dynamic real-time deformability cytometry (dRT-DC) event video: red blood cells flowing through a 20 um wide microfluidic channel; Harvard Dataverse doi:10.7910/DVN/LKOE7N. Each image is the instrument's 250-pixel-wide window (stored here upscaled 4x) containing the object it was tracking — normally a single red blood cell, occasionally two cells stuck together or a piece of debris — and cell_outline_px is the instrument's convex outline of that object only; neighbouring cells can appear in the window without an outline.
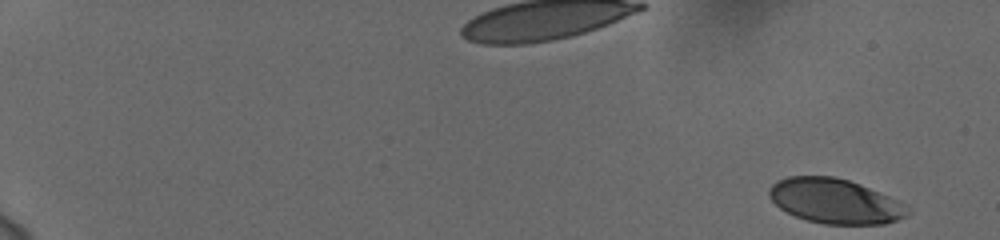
{"species": "human", "species_latin": "Homo sapiens", "temperature_condition": "cold", "stored_images_in_passage": 56, "camera_frame_rate_fps": 3000, "um_per_image_px": 0.085, "donor": {"sex": "female"}, "frame": {"image": 1, "passage_image": 1, "time_ms": 0.0, "image_size_px": [1000, 240], "cell_outline_px": [[912, 208], [908, 216], [884, 224], [824, 224], [808, 220], [796, 216], [780, 208], [768, 196], [768, 188], [776, 180], [788, 176], [836, 176], [860, 184], [900, 200]], "centroid_in_image_um": [71.01, 17.09], "position_along_channel_um": 14.0, "area_um2": 36.47}}
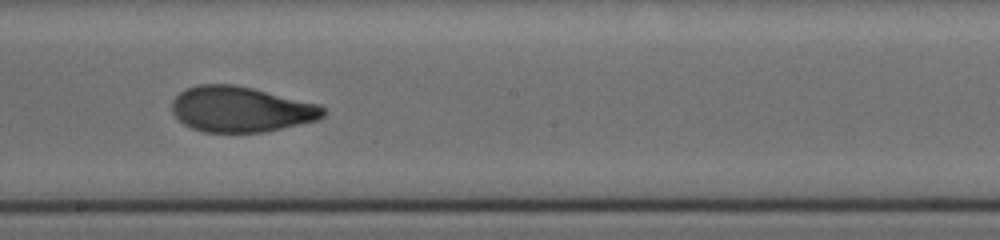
{"frame": {"image": 2, "passage_image": 34, "time_ms": 11.0, "image_size_px": [1000, 240], "cell_outline_px": [[324, 116], [320, 120], [264, 132], [204, 132], [192, 128], [184, 124], [172, 112], [172, 100], [180, 92], [188, 88], [200, 84], [232, 84], [252, 88], [320, 104], [324, 108]], "centroid_in_image_um": [20.5, 9.29], "position_along_channel_um": 227.7, "area_um2": 40.11}}
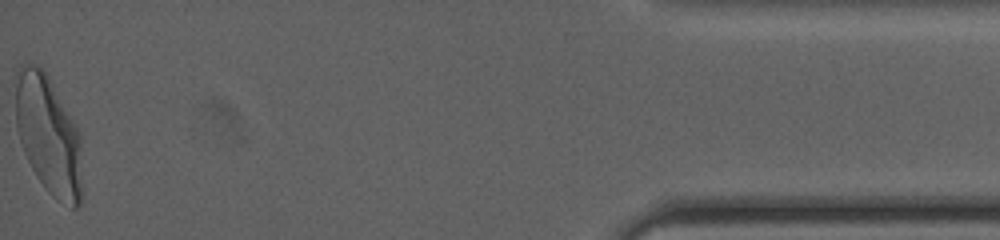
{"frame": {"image": 3, "passage_image": 56, "time_ms": 18.333, "image_size_px": [1000, 240], "cell_outline_px": [[84, 192], [80, 204], [76, 208], [72, 208], [56, 200], [48, 192], [36, 176], [24, 152], [16, 128], [16, 84], [20, 64], [36, 64], [44, 72], [76, 124], [80, 136]], "centroid_in_image_um": [4.16, 11.59], "position_along_channel_um": 431.0, "area_um2": 46.24}, "authors_computed_cell_mechanics": {"area_um2": 39.9398, "velocity_mm_per_s": 3.7409, "shape_relaxation_time_tau1_ms": 4.2496, "shape_relaxation_time_tau2_ms": 1.2955, "deformation_change_tau1": 0.1948, "deformation_change_tau2": 0.0663}}